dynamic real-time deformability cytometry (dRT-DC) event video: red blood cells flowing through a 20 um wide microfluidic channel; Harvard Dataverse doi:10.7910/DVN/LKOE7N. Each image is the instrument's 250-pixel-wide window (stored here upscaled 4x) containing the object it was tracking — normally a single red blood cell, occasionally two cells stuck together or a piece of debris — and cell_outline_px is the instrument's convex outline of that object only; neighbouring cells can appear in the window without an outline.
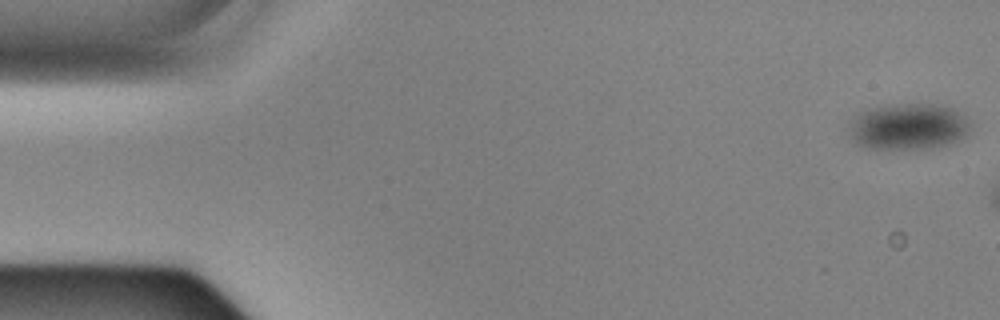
{"species": "Egyptian fruit bat (a non-hibernating species)", "species_latin": "Rousettus aegyptiacus", "temperature_condition": "cold", "stored_images_in_passage": 8, "camera_frame_rate_fps": 3000, "um_per_image_px": 0.085, "animal": {"sex": "male"}, "frame": {"image": 1, "passage_image": 1, "time_ms": 0.0, "image_size_px": [1000, 320], "cell_outline_px": [[972, 124], [968, 136], [948, 144], [932, 148], [868, 148], [856, 144], [852, 140], [848, 128], [856, 116], [864, 112], [876, 108], [900, 104], [932, 104], [952, 108], [964, 116]], "centroid_in_image_um": [77.27, 10.78], "position_along_channel_um": 7.7, "area_um2": 32.37}}